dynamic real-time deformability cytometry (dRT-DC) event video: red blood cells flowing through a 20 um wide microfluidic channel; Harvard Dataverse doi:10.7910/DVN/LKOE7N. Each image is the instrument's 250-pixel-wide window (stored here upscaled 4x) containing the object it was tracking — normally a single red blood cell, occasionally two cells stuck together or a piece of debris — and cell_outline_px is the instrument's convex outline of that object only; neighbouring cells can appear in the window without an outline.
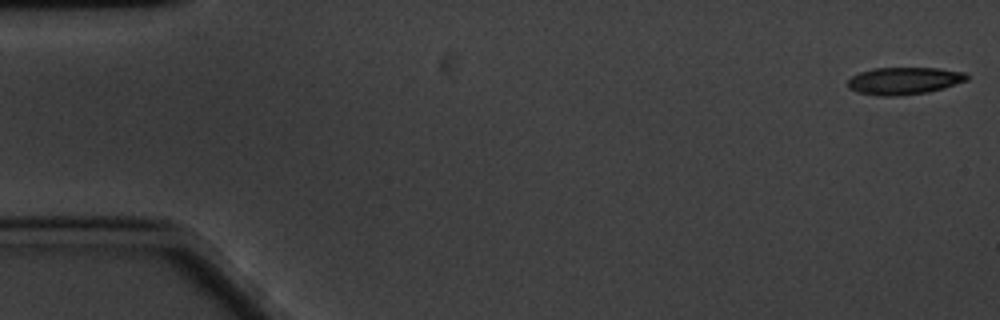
{"species": "common noctule bat (a hibernating species)", "species_latin": "Nyctalus noctula", "temperature_condition": "cold", "stored_images_in_passage": 54, "camera_frame_rate_fps": 3000, "um_per_image_px": 0.085, "animal": {"sex": "male", "body_mass_g": 20.1, "forearm_length_mm": 53.5}, "frame": {"image": 1, "passage_image": 1, "time_ms": 0.0, "image_size_px": [1000, 320], "cell_outline_px": [[968, 80], [944, 88], [928, 92], [896, 96], [876, 96], [860, 92], [848, 88], [848, 80], [852, 76], [860, 72], [872, 68], [936, 68], [964, 72], [968, 76]], "centroid_in_image_um": [76.84, 6.87], "position_along_channel_um": 8.2, "area_um2": 18.9}}
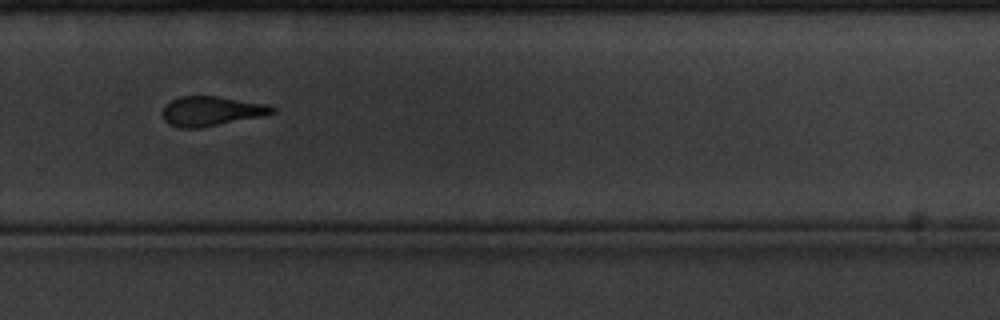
{"frame": {"image": 2, "passage_image": 40, "time_ms": 13.0, "image_size_px": [1000, 320], "cell_outline_px": [[276, 112], [260, 116], [200, 128], [180, 128], [168, 124], [164, 120], [160, 112], [172, 100], [180, 96], [216, 96], [264, 104], [276, 108]], "centroid_in_image_um": [17.9, 9.45], "position_along_channel_um": 311.9, "area_um2": 18.67}}
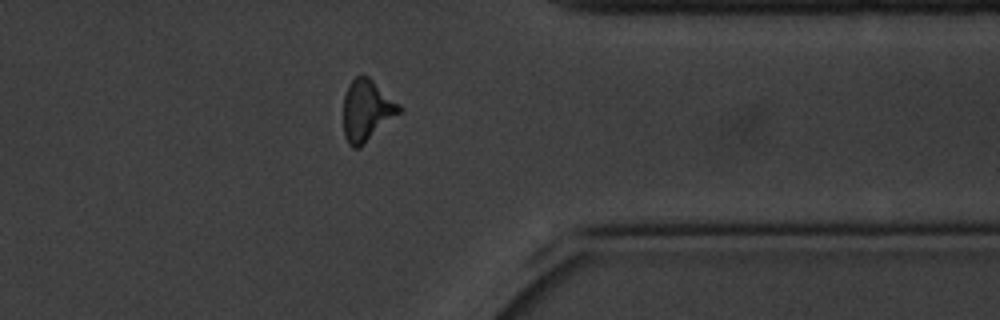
{"frame": {"image": 3, "passage_image": 47, "time_ms": 15.333, "image_size_px": [1000, 320], "cell_outline_px": [[404, 108], [400, 112], [360, 148], [352, 148], [348, 144], [344, 136], [344, 96], [348, 84], [356, 76], [368, 76], [400, 104]], "centroid_in_image_um": [31.17, 9.4], "position_along_channel_um": 380.2, "area_um2": 19.88}}